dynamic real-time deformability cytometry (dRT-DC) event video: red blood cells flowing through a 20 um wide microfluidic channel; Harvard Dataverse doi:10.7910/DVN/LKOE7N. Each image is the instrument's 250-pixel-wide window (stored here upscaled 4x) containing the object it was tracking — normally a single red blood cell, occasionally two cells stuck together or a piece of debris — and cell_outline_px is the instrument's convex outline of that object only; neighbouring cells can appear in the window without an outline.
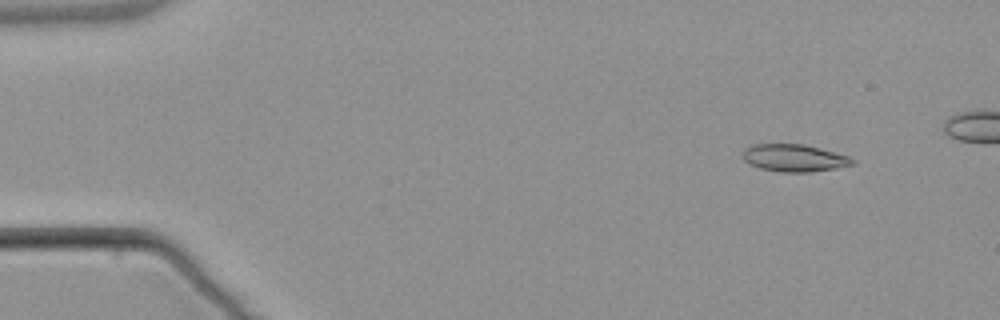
{"species": "common noctule bat (a hibernating species)", "species_latin": "Nyctalus noctula", "temperature_condition": "warm", "stored_images_in_passage": 2, "camera_frame_rate_fps": 3000, "um_per_image_px": 0.085, "animal": {"sex": "male", "body_mass_g": 21.5, "forearm_length_mm": 52.0}, "frame": {"image": 1, "passage_image": 2, "time_ms": 3.333, "image_size_px": [1000, 320], "cell_outline_px": [[856, 160], [852, 164], [836, 168], [808, 172], [784, 172], [760, 168], [744, 160], [744, 148], [756, 144], [804, 144], [820, 148], [848, 156]], "centroid_in_image_um": [67.52, 13.42], "position_along_channel_um": 17.5, "area_um2": 17.17}}